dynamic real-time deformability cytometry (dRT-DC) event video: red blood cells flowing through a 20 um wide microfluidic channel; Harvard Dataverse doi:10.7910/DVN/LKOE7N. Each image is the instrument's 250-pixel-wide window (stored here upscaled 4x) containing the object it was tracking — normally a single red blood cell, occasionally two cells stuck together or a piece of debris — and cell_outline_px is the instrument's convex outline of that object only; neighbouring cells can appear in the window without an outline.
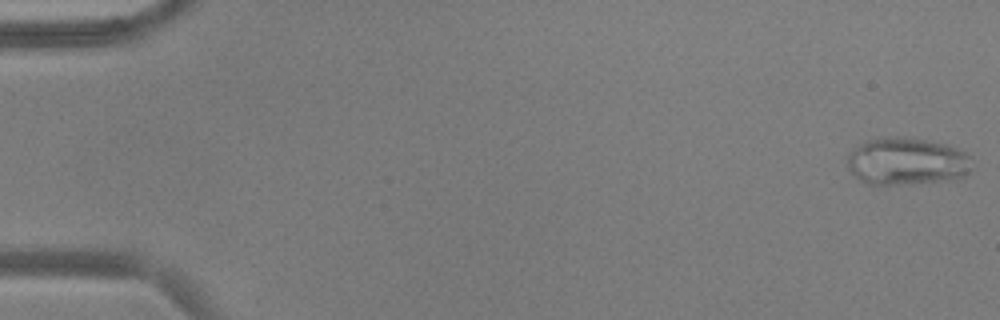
{"species": "common noctule bat (a hibernating species)", "species_latin": "Nyctalus noctula", "temperature_condition": "warm", "stored_images_in_passage": 53, "camera_frame_rate_fps": 3000, "um_per_image_px": 0.085, "animal": {"sex": "male", "body_mass_g": 17.9, "forearm_length_mm": 54.2}, "frame": {"image": 1, "passage_image": 1, "time_ms": 0.0, "image_size_px": [1000, 320], "cell_outline_px": [[972, 156], [968, 172], [960, 180], [908, 184], [868, 184], [860, 180], [848, 168], [848, 156], [856, 148], [868, 140], [896, 136], [924, 140], [944, 144], [956, 148]], "centroid_in_image_um": [77.13, 13.74], "position_along_channel_um": 7.9, "area_um2": 34.22}}